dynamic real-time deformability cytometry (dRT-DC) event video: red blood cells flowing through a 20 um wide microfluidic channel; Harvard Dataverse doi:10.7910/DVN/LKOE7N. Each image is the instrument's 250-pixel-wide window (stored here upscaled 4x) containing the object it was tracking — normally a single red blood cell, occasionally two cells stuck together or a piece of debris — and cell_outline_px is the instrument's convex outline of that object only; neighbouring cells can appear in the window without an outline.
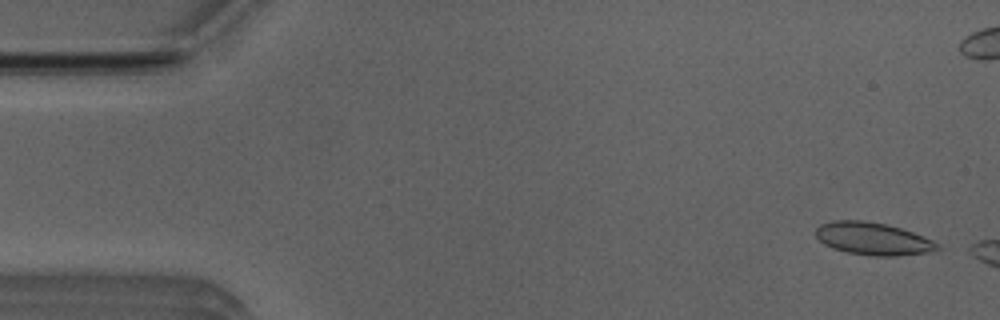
{"species": "Egyptian fruit bat (a non-hibernating species)", "species_latin": "Rousettus aegyptiacus", "temperature_condition": "room temperature", "stored_images_in_passage": 8, "camera_frame_rate_fps": 3000, "um_per_image_px": 0.085, "animal": {"sex": "male"}, "frame": {"image": 1, "passage_image": 2, "time_ms": 0.333, "image_size_px": [1000, 320], "cell_outline_px": [[944, 248], [928, 252], [896, 256], [872, 256], [848, 252], [832, 248], [824, 244], [816, 236], [816, 228], [820, 224], [832, 220], [860, 220], [884, 224], [900, 228], [912, 232], [932, 240], [940, 244]], "centroid_in_image_um": [74.21, 20.29], "position_along_channel_um": 10.8, "area_um2": 23.0}}